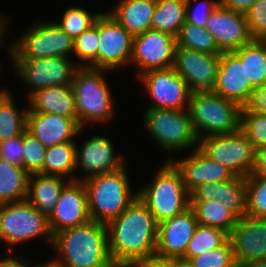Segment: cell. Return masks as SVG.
Segmentation results:
<instances>
[{
    "label": "cell",
    "mask_w": 266,
    "mask_h": 267,
    "mask_svg": "<svg viewBox=\"0 0 266 267\" xmlns=\"http://www.w3.org/2000/svg\"><path fill=\"white\" fill-rule=\"evenodd\" d=\"M109 253L116 267L155 255L158 222L146 205L137 198L107 224Z\"/></svg>",
    "instance_id": "obj_1"
},
{
    "label": "cell",
    "mask_w": 266,
    "mask_h": 267,
    "mask_svg": "<svg viewBox=\"0 0 266 267\" xmlns=\"http://www.w3.org/2000/svg\"><path fill=\"white\" fill-rule=\"evenodd\" d=\"M49 261L56 267H116L109 253L108 229L102 222L68 228L53 236Z\"/></svg>",
    "instance_id": "obj_2"
},
{
    "label": "cell",
    "mask_w": 266,
    "mask_h": 267,
    "mask_svg": "<svg viewBox=\"0 0 266 267\" xmlns=\"http://www.w3.org/2000/svg\"><path fill=\"white\" fill-rule=\"evenodd\" d=\"M105 69L79 67L73 77L72 87L77 110L78 125L86 129L88 125L108 124L116 117L115 98L106 80Z\"/></svg>",
    "instance_id": "obj_3"
},
{
    "label": "cell",
    "mask_w": 266,
    "mask_h": 267,
    "mask_svg": "<svg viewBox=\"0 0 266 267\" xmlns=\"http://www.w3.org/2000/svg\"><path fill=\"white\" fill-rule=\"evenodd\" d=\"M128 166L83 181L91 220L107 224L118 217L138 196L131 187Z\"/></svg>",
    "instance_id": "obj_4"
},
{
    "label": "cell",
    "mask_w": 266,
    "mask_h": 267,
    "mask_svg": "<svg viewBox=\"0 0 266 267\" xmlns=\"http://www.w3.org/2000/svg\"><path fill=\"white\" fill-rule=\"evenodd\" d=\"M163 160L149 182L138 186V198L158 223L190 208L191 197L179 170L170 160Z\"/></svg>",
    "instance_id": "obj_5"
},
{
    "label": "cell",
    "mask_w": 266,
    "mask_h": 267,
    "mask_svg": "<svg viewBox=\"0 0 266 267\" xmlns=\"http://www.w3.org/2000/svg\"><path fill=\"white\" fill-rule=\"evenodd\" d=\"M142 116L141 123L149 138L157 143L162 152L170 153L166 160H171L174 153L185 154L198 148L199 139L188 109L144 108Z\"/></svg>",
    "instance_id": "obj_6"
},
{
    "label": "cell",
    "mask_w": 266,
    "mask_h": 267,
    "mask_svg": "<svg viewBox=\"0 0 266 267\" xmlns=\"http://www.w3.org/2000/svg\"><path fill=\"white\" fill-rule=\"evenodd\" d=\"M188 110L199 140L240 130L242 107L213 91L192 92Z\"/></svg>",
    "instance_id": "obj_7"
},
{
    "label": "cell",
    "mask_w": 266,
    "mask_h": 267,
    "mask_svg": "<svg viewBox=\"0 0 266 267\" xmlns=\"http://www.w3.org/2000/svg\"><path fill=\"white\" fill-rule=\"evenodd\" d=\"M43 237L46 245L52 246L53 234L48 218L41 214L27 199L0 204V241L9 253L25 242ZM48 243V244H47ZM23 244V245H22Z\"/></svg>",
    "instance_id": "obj_8"
},
{
    "label": "cell",
    "mask_w": 266,
    "mask_h": 267,
    "mask_svg": "<svg viewBox=\"0 0 266 267\" xmlns=\"http://www.w3.org/2000/svg\"><path fill=\"white\" fill-rule=\"evenodd\" d=\"M12 40L11 58H73L74 40L53 20H36Z\"/></svg>",
    "instance_id": "obj_9"
},
{
    "label": "cell",
    "mask_w": 266,
    "mask_h": 267,
    "mask_svg": "<svg viewBox=\"0 0 266 267\" xmlns=\"http://www.w3.org/2000/svg\"><path fill=\"white\" fill-rule=\"evenodd\" d=\"M10 66L14 75L25 85L28 99L40 89L59 85H72L79 66L73 58H11Z\"/></svg>",
    "instance_id": "obj_10"
},
{
    "label": "cell",
    "mask_w": 266,
    "mask_h": 267,
    "mask_svg": "<svg viewBox=\"0 0 266 267\" xmlns=\"http://www.w3.org/2000/svg\"><path fill=\"white\" fill-rule=\"evenodd\" d=\"M90 135L85 140L81 138L82 143L76 140V181H84L128 165L126 156L116 152L114 140L107 136L109 134Z\"/></svg>",
    "instance_id": "obj_11"
},
{
    "label": "cell",
    "mask_w": 266,
    "mask_h": 267,
    "mask_svg": "<svg viewBox=\"0 0 266 267\" xmlns=\"http://www.w3.org/2000/svg\"><path fill=\"white\" fill-rule=\"evenodd\" d=\"M198 148L211 160L229 168L235 175L247 177L254 164V148L239 130L231 134L206 136Z\"/></svg>",
    "instance_id": "obj_12"
},
{
    "label": "cell",
    "mask_w": 266,
    "mask_h": 267,
    "mask_svg": "<svg viewBox=\"0 0 266 267\" xmlns=\"http://www.w3.org/2000/svg\"><path fill=\"white\" fill-rule=\"evenodd\" d=\"M137 81L151 99L146 109H188L192 91L173 67L148 71Z\"/></svg>",
    "instance_id": "obj_13"
},
{
    "label": "cell",
    "mask_w": 266,
    "mask_h": 267,
    "mask_svg": "<svg viewBox=\"0 0 266 267\" xmlns=\"http://www.w3.org/2000/svg\"><path fill=\"white\" fill-rule=\"evenodd\" d=\"M98 37L97 69L114 72L130 67L134 36L106 10L98 17Z\"/></svg>",
    "instance_id": "obj_14"
},
{
    "label": "cell",
    "mask_w": 266,
    "mask_h": 267,
    "mask_svg": "<svg viewBox=\"0 0 266 267\" xmlns=\"http://www.w3.org/2000/svg\"><path fill=\"white\" fill-rule=\"evenodd\" d=\"M176 48L177 38L159 30L135 35L130 66L136 67V78L148 71L173 67Z\"/></svg>",
    "instance_id": "obj_15"
},
{
    "label": "cell",
    "mask_w": 266,
    "mask_h": 267,
    "mask_svg": "<svg viewBox=\"0 0 266 267\" xmlns=\"http://www.w3.org/2000/svg\"><path fill=\"white\" fill-rule=\"evenodd\" d=\"M219 64L220 55L177 47L173 68L192 92L212 91Z\"/></svg>",
    "instance_id": "obj_16"
},
{
    "label": "cell",
    "mask_w": 266,
    "mask_h": 267,
    "mask_svg": "<svg viewBox=\"0 0 266 267\" xmlns=\"http://www.w3.org/2000/svg\"><path fill=\"white\" fill-rule=\"evenodd\" d=\"M90 220L87 191L83 181H70L63 188L54 211L48 218L53 236L62 230L84 225Z\"/></svg>",
    "instance_id": "obj_17"
},
{
    "label": "cell",
    "mask_w": 266,
    "mask_h": 267,
    "mask_svg": "<svg viewBox=\"0 0 266 267\" xmlns=\"http://www.w3.org/2000/svg\"><path fill=\"white\" fill-rule=\"evenodd\" d=\"M205 29L222 52H232L253 40L245 14L229 10L221 3L211 13Z\"/></svg>",
    "instance_id": "obj_18"
},
{
    "label": "cell",
    "mask_w": 266,
    "mask_h": 267,
    "mask_svg": "<svg viewBox=\"0 0 266 267\" xmlns=\"http://www.w3.org/2000/svg\"><path fill=\"white\" fill-rule=\"evenodd\" d=\"M197 225L195 213L191 208L158 223L155 255L164 258L181 259Z\"/></svg>",
    "instance_id": "obj_19"
},
{
    "label": "cell",
    "mask_w": 266,
    "mask_h": 267,
    "mask_svg": "<svg viewBox=\"0 0 266 267\" xmlns=\"http://www.w3.org/2000/svg\"><path fill=\"white\" fill-rule=\"evenodd\" d=\"M181 173L184 185L191 194L204 183L231 179L235 174L226 166L209 159L199 148L187 152L183 158L170 160Z\"/></svg>",
    "instance_id": "obj_20"
},
{
    "label": "cell",
    "mask_w": 266,
    "mask_h": 267,
    "mask_svg": "<svg viewBox=\"0 0 266 267\" xmlns=\"http://www.w3.org/2000/svg\"><path fill=\"white\" fill-rule=\"evenodd\" d=\"M229 239L237 263L266 259V218H240Z\"/></svg>",
    "instance_id": "obj_21"
},
{
    "label": "cell",
    "mask_w": 266,
    "mask_h": 267,
    "mask_svg": "<svg viewBox=\"0 0 266 267\" xmlns=\"http://www.w3.org/2000/svg\"><path fill=\"white\" fill-rule=\"evenodd\" d=\"M252 89L249 80H246L245 64L233 52H222L212 91L244 107Z\"/></svg>",
    "instance_id": "obj_22"
},
{
    "label": "cell",
    "mask_w": 266,
    "mask_h": 267,
    "mask_svg": "<svg viewBox=\"0 0 266 267\" xmlns=\"http://www.w3.org/2000/svg\"><path fill=\"white\" fill-rule=\"evenodd\" d=\"M27 130L46 147L76 142L81 135L85 136L84 128L73 119L52 113H28Z\"/></svg>",
    "instance_id": "obj_23"
},
{
    "label": "cell",
    "mask_w": 266,
    "mask_h": 267,
    "mask_svg": "<svg viewBox=\"0 0 266 267\" xmlns=\"http://www.w3.org/2000/svg\"><path fill=\"white\" fill-rule=\"evenodd\" d=\"M190 201L217 199L239 219L247 214V190L245 177L234 175L231 179L200 185L191 194Z\"/></svg>",
    "instance_id": "obj_24"
},
{
    "label": "cell",
    "mask_w": 266,
    "mask_h": 267,
    "mask_svg": "<svg viewBox=\"0 0 266 267\" xmlns=\"http://www.w3.org/2000/svg\"><path fill=\"white\" fill-rule=\"evenodd\" d=\"M26 100L28 113H52L71 118L78 124L72 85L40 89Z\"/></svg>",
    "instance_id": "obj_25"
},
{
    "label": "cell",
    "mask_w": 266,
    "mask_h": 267,
    "mask_svg": "<svg viewBox=\"0 0 266 267\" xmlns=\"http://www.w3.org/2000/svg\"><path fill=\"white\" fill-rule=\"evenodd\" d=\"M156 0H117L107 12L133 36L152 29Z\"/></svg>",
    "instance_id": "obj_26"
},
{
    "label": "cell",
    "mask_w": 266,
    "mask_h": 267,
    "mask_svg": "<svg viewBox=\"0 0 266 267\" xmlns=\"http://www.w3.org/2000/svg\"><path fill=\"white\" fill-rule=\"evenodd\" d=\"M70 182L57 175L31 174L28 180L27 200L42 215L49 218L54 211L63 188Z\"/></svg>",
    "instance_id": "obj_27"
},
{
    "label": "cell",
    "mask_w": 266,
    "mask_h": 267,
    "mask_svg": "<svg viewBox=\"0 0 266 267\" xmlns=\"http://www.w3.org/2000/svg\"><path fill=\"white\" fill-rule=\"evenodd\" d=\"M9 87L0 90V143L21 136L27 129V107H19Z\"/></svg>",
    "instance_id": "obj_28"
},
{
    "label": "cell",
    "mask_w": 266,
    "mask_h": 267,
    "mask_svg": "<svg viewBox=\"0 0 266 267\" xmlns=\"http://www.w3.org/2000/svg\"><path fill=\"white\" fill-rule=\"evenodd\" d=\"M29 176L23 167L0 158V204L26 200Z\"/></svg>",
    "instance_id": "obj_29"
},
{
    "label": "cell",
    "mask_w": 266,
    "mask_h": 267,
    "mask_svg": "<svg viewBox=\"0 0 266 267\" xmlns=\"http://www.w3.org/2000/svg\"><path fill=\"white\" fill-rule=\"evenodd\" d=\"M43 174L76 180V142H64L47 147Z\"/></svg>",
    "instance_id": "obj_30"
},
{
    "label": "cell",
    "mask_w": 266,
    "mask_h": 267,
    "mask_svg": "<svg viewBox=\"0 0 266 267\" xmlns=\"http://www.w3.org/2000/svg\"><path fill=\"white\" fill-rule=\"evenodd\" d=\"M232 52L245 64L246 80L252 87L266 84V40H252Z\"/></svg>",
    "instance_id": "obj_31"
},
{
    "label": "cell",
    "mask_w": 266,
    "mask_h": 267,
    "mask_svg": "<svg viewBox=\"0 0 266 267\" xmlns=\"http://www.w3.org/2000/svg\"><path fill=\"white\" fill-rule=\"evenodd\" d=\"M190 208L194 211L197 223L215 227L231 233L239 218L225 207L223 202L213 199L211 201H190Z\"/></svg>",
    "instance_id": "obj_32"
},
{
    "label": "cell",
    "mask_w": 266,
    "mask_h": 267,
    "mask_svg": "<svg viewBox=\"0 0 266 267\" xmlns=\"http://www.w3.org/2000/svg\"><path fill=\"white\" fill-rule=\"evenodd\" d=\"M185 23V0H156L152 29L177 38Z\"/></svg>",
    "instance_id": "obj_33"
},
{
    "label": "cell",
    "mask_w": 266,
    "mask_h": 267,
    "mask_svg": "<svg viewBox=\"0 0 266 267\" xmlns=\"http://www.w3.org/2000/svg\"><path fill=\"white\" fill-rule=\"evenodd\" d=\"M228 239L229 234L224 230L198 224L189 241L186 252L181 259L188 261L192 257L199 256L220 247Z\"/></svg>",
    "instance_id": "obj_34"
},
{
    "label": "cell",
    "mask_w": 266,
    "mask_h": 267,
    "mask_svg": "<svg viewBox=\"0 0 266 267\" xmlns=\"http://www.w3.org/2000/svg\"><path fill=\"white\" fill-rule=\"evenodd\" d=\"M177 47L188 48L213 55H221L215 38L202 27L185 21L177 37Z\"/></svg>",
    "instance_id": "obj_35"
},
{
    "label": "cell",
    "mask_w": 266,
    "mask_h": 267,
    "mask_svg": "<svg viewBox=\"0 0 266 267\" xmlns=\"http://www.w3.org/2000/svg\"><path fill=\"white\" fill-rule=\"evenodd\" d=\"M65 8L60 20H56L55 23L73 40L92 26L103 12L102 10H97V12L92 13L82 6L74 4Z\"/></svg>",
    "instance_id": "obj_36"
},
{
    "label": "cell",
    "mask_w": 266,
    "mask_h": 267,
    "mask_svg": "<svg viewBox=\"0 0 266 267\" xmlns=\"http://www.w3.org/2000/svg\"><path fill=\"white\" fill-rule=\"evenodd\" d=\"M98 18L95 23L86 31H83L75 40L73 56L77 58L75 63L79 67H89L97 69V51H98ZM77 61V62H76Z\"/></svg>",
    "instance_id": "obj_37"
},
{
    "label": "cell",
    "mask_w": 266,
    "mask_h": 267,
    "mask_svg": "<svg viewBox=\"0 0 266 267\" xmlns=\"http://www.w3.org/2000/svg\"><path fill=\"white\" fill-rule=\"evenodd\" d=\"M247 190V214L266 218V176L249 174L245 177Z\"/></svg>",
    "instance_id": "obj_38"
},
{
    "label": "cell",
    "mask_w": 266,
    "mask_h": 267,
    "mask_svg": "<svg viewBox=\"0 0 266 267\" xmlns=\"http://www.w3.org/2000/svg\"><path fill=\"white\" fill-rule=\"evenodd\" d=\"M22 167L31 174H43V164L47 152L44 146L27 129L22 134Z\"/></svg>",
    "instance_id": "obj_39"
},
{
    "label": "cell",
    "mask_w": 266,
    "mask_h": 267,
    "mask_svg": "<svg viewBox=\"0 0 266 267\" xmlns=\"http://www.w3.org/2000/svg\"><path fill=\"white\" fill-rule=\"evenodd\" d=\"M192 267H236V259L230 239L218 248L188 260Z\"/></svg>",
    "instance_id": "obj_40"
},
{
    "label": "cell",
    "mask_w": 266,
    "mask_h": 267,
    "mask_svg": "<svg viewBox=\"0 0 266 267\" xmlns=\"http://www.w3.org/2000/svg\"><path fill=\"white\" fill-rule=\"evenodd\" d=\"M240 130L254 149L266 146V115L242 109Z\"/></svg>",
    "instance_id": "obj_41"
},
{
    "label": "cell",
    "mask_w": 266,
    "mask_h": 267,
    "mask_svg": "<svg viewBox=\"0 0 266 267\" xmlns=\"http://www.w3.org/2000/svg\"><path fill=\"white\" fill-rule=\"evenodd\" d=\"M220 3V0H185V21L205 28L211 13Z\"/></svg>",
    "instance_id": "obj_42"
},
{
    "label": "cell",
    "mask_w": 266,
    "mask_h": 267,
    "mask_svg": "<svg viewBox=\"0 0 266 267\" xmlns=\"http://www.w3.org/2000/svg\"><path fill=\"white\" fill-rule=\"evenodd\" d=\"M253 40H266V0H257L245 13Z\"/></svg>",
    "instance_id": "obj_43"
},
{
    "label": "cell",
    "mask_w": 266,
    "mask_h": 267,
    "mask_svg": "<svg viewBox=\"0 0 266 267\" xmlns=\"http://www.w3.org/2000/svg\"><path fill=\"white\" fill-rule=\"evenodd\" d=\"M22 135L0 143V158L22 167Z\"/></svg>",
    "instance_id": "obj_44"
},
{
    "label": "cell",
    "mask_w": 266,
    "mask_h": 267,
    "mask_svg": "<svg viewBox=\"0 0 266 267\" xmlns=\"http://www.w3.org/2000/svg\"><path fill=\"white\" fill-rule=\"evenodd\" d=\"M242 109L266 115V84L253 87L250 97Z\"/></svg>",
    "instance_id": "obj_45"
},
{
    "label": "cell",
    "mask_w": 266,
    "mask_h": 267,
    "mask_svg": "<svg viewBox=\"0 0 266 267\" xmlns=\"http://www.w3.org/2000/svg\"><path fill=\"white\" fill-rule=\"evenodd\" d=\"M129 267H175V258H164L153 255L138 260Z\"/></svg>",
    "instance_id": "obj_46"
},
{
    "label": "cell",
    "mask_w": 266,
    "mask_h": 267,
    "mask_svg": "<svg viewBox=\"0 0 266 267\" xmlns=\"http://www.w3.org/2000/svg\"><path fill=\"white\" fill-rule=\"evenodd\" d=\"M251 174L266 176V146L254 149V164Z\"/></svg>",
    "instance_id": "obj_47"
},
{
    "label": "cell",
    "mask_w": 266,
    "mask_h": 267,
    "mask_svg": "<svg viewBox=\"0 0 266 267\" xmlns=\"http://www.w3.org/2000/svg\"><path fill=\"white\" fill-rule=\"evenodd\" d=\"M8 17L6 16H3V14L0 12V48L3 46V45H6V46H3L1 49L3 50L5 47V49L7 50L6 52L8 54V60L10 62L11 60V57H12V40L11 41L6 37L8 34L7 32L9 31V28H8V25H9V22L11 20H7ZM9 21V22H8ZM6 41V42H5ZM7 41L9 43H7ZM8 48V49H7Z\"/></svg>",
    "instance_id": "obj_48"
},
{
    "label": "cell",
    "mask_w": 266,
    "mask_h": 267,
    "mask_svg": "<svg viewBox=\"0 0 266 267\" xmlns=\"http://www.w3.org/2000/svg\"><path fill=\"white\" fill-rule=\"evenodd\" d=\"M257 0H220L221 4L238 13L245 14Z\"/></svg>",
    "instance_id": "obj_49"
},
{
    "label": "cell",
    "mask_w": 266,
    "mask_h": 267,
    "mask_svg": "<svg viewBox=\"0 0 266 267\" xmlns=\"http://www.w3.org/2000/svg\"><path fill=\"white\" fill-rule=\"evenodd\" d=\"M34 263L35 264L22 254V256L11 267H39L43 262L38 261L37 263Z\"/></svg>",
    "instance_id": "obj_50"
},
{
    "label": "cell",
    "mask_w": 266,
    "mask_h": 267,
    "mask_svg": "<svg viewBox=\"0 0 266 267\" xmlns=\"http://www.w3.org/2000/svg\"><path fill=\"white\" fill-rule=\"evenodd\" d=\"M15 253H8L0 257V267H11L22 255L13 256Z\"/></svg>",
    "instance_id": "obj_51"
},
{
    "label": "cell",
    "mask_w": 266,
    "mask_h": 267,
    "mask_svg": "<svg viewBox=\"0 0 266 267\" xmlns=\"http://www.w3.org/2000/svg\"><path fill=\"white\" fill-rule=\"evenodd\" d=\"M236 267H266V259L237 263Z\"/></svg>",
    "instance_id": "obj_52"
},
{
    "label": "cell",
    "mask_w": 266,
    "mask_h": 267,
    "mask_svg": "<svg viewBox=\"0 0 266 267\" xmlns=\"http://www.w3.org/2000/svg\"><path fill=\"white\" fill-rule=\"evenodd\" d=\"M175 267H192L187 260L175 258Z\"/></svg>",
    "instance_id": "obj_53"
},
{
    "label": "cell",
    "mask_w": 266,
    "mask_h": 267,
    "mask_svg": "<svg viewBox=\"0 0 266 267\" xmlns=\"http://www.w3.org/2000/svg\"><path fill=\"white\" fill-rule=\"evenodd\" d=\"M39 267H56L54 266L49 260L46 262L43 261V263Z\"/></svg>",
    "instance_id": "obj_54"
},
{
    "label": "cell",
    "mask_w": 266,
    "mask_h": 267,
    "mask_svg": "<svg viewBox=\"0 0 266 267\" xmlns=\"http://www.w3.org/2000/svg\"><path fill=\"white\" fill-rule=\"evenodd\" d=\"M1 65H2V64H0V74H1V72H2V71H1V70H2V69H1V68H2ZM0 76H1V75H0ZM0 79H1V78H0ZM2 88H3V87H0V90H1Z\"/></svg>",
    "instance_id": "obj_55"
}]
</instances>
